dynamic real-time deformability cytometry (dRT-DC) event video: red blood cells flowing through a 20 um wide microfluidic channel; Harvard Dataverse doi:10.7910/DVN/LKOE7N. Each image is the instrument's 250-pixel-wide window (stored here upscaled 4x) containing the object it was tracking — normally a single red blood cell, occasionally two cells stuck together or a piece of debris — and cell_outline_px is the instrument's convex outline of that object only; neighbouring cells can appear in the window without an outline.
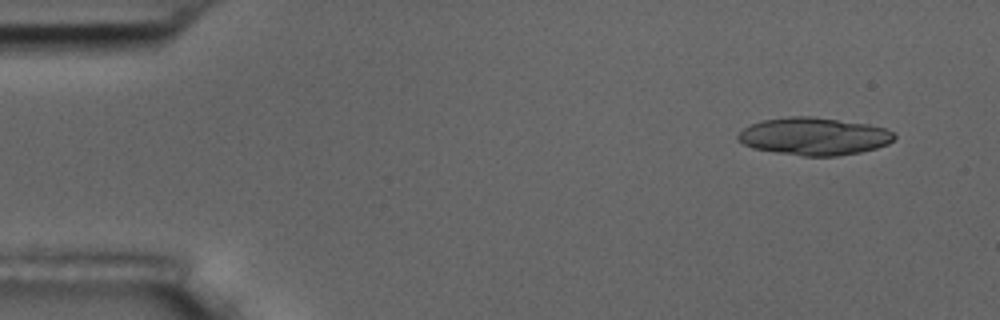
{"species": "common noctule bat (a hibernating species)", "species_latin": "Nyctalus noctula", "temperature_condition": "room temperature", "stored_images_in_passage": 14, "segment_of_instrument_passage": [1, 2], "camera_frame_rate_fps": 3000, "um_per_image_px": 0.085, "animal": {"sex": "male", "body_mass_g": 17.5, "forearm_length_mm": 52.3}, "frame": {"image": 1, "passage_image": 1, "time_ms": 0.0, "image_size_px": [1000, 320], "cell_outline_px": [[896, 136], [888, 144], [876, 148], [860, 152], [836, 156], [804, 156], [776, 152], [752, 148], [744, 144], [736, 136], [744, 128], [752, 124], [764, 120], [788, 116], [812, 116], [868, 124], [884, 128], [892, 132]], "centroid_in_image_um": [69.19, 11.58], "position_along_channel_um": 15.8, "area_um2": 33.99}}